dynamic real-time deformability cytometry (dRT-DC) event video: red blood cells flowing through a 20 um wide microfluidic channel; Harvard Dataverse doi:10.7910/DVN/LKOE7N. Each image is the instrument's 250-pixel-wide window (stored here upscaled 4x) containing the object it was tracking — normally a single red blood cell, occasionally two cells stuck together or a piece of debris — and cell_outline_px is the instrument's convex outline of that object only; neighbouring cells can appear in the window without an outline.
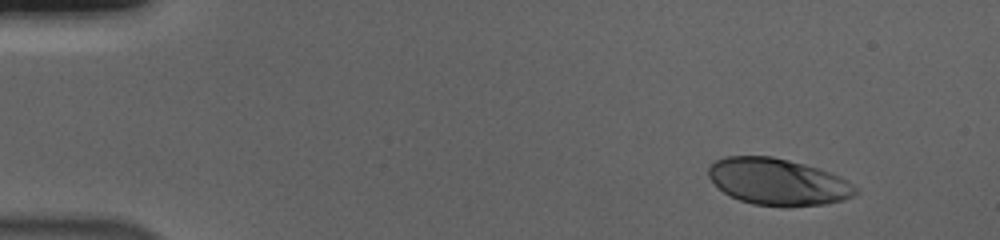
{"species": "human", "species_latin": "Homo sapiens", "temperature_condition": "cold", "stored_images_in_passage": 51, "camera_frame_rate_fps": 3000, "um_per_image_px": 0.085, "donor": {"sex": "male"}, "frame": {"image": 1, "passage_image": 1, "time_ms": 0.0, "image_size_px": [1000, 240], "cell_outline_px": [[860, 192], [844, 200], [824, 204], [752, 204], [740, 200], [724, 192], [708, 176], [708, 168], [716, 160], [728, 156], [772, 156], [804, 164], [840, 176], [848, 180], [860, 188]], "centroid_in_image_um": [66.16, 15.42], "position_along_channel_um": 18.8, "area_um2": 39.19}}
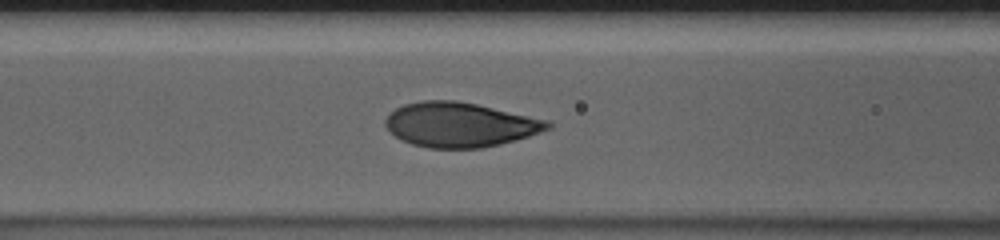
{"frame": {"image": 2, "passage_image": 19, "time_ms": 6.0, "image_size_px": [1000, 240], "cell_outline_px": [[552, 128], [528, 136], [500, 144], [480, 148], [428, 148], [412, 144], [396, 136], [384, 124], [384, 120], [396, 108], [404, 104], [420, 100], [456, 100], [476, 104], [548, 120], [552, 124]], "centroid_in_image_um": [39.1, 10.59], "position_along_channel_um": 127.5, "area_um2": 41.91}}
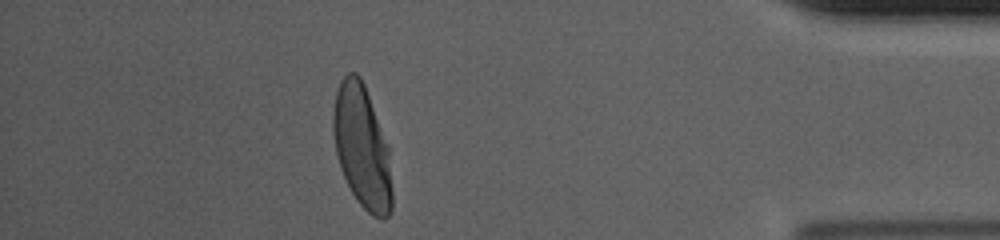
{"frame": {"image": 3, "passage_image": 45, "time_ms": 14.667, "image_size_px": [1000, 240], "cell_outline_px": [[392, 208], [388, 216], [384, 220], [380, 220], [372, 216], [356, 200], [340, 168], [336, 152], [332, 128], [332, 108], [336, 92], [344, 76], [348, 72], [356, 72], [360, 76], [364, 84], [388, 144], [392, 192]], "centroid_in_image_um": [30.77, 12.5], "position_along_channel_um": 404.4, "area_um2": 42.25}, "authors_computed_cell_mechanics": {"area_um2": 42.194, "velocity_mm_per_s": 3.6679, "shape_relaxation_time_tau1_ms": 3.0681, "shape_relaxation_time_tau2_ms": null, "deformation_change_tau1": 0.1914, "deformation_change_tau2": null}}